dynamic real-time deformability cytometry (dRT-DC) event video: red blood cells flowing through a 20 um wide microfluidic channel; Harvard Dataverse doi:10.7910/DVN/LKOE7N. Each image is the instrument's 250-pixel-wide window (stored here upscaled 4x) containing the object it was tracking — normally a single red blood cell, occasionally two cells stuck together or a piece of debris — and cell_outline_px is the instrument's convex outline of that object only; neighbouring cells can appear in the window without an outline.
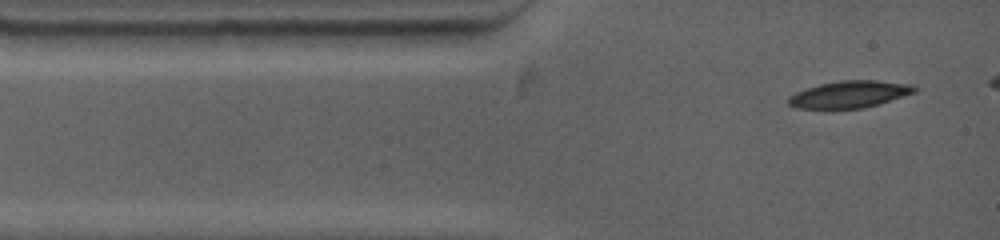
{"species": "common noctule bat (a hibernating species)", "species_latin": "Nyctalus noctula", "temperature_condition": "warm", "stored_images_in_passage": 14, "camera_frame_rate_fps": 4500, "um_per_image_px": 0.085, "animal": {"sex": "female", "body_mass_g": 19.0, "forearm_length_mm": 53.3}, "frame": {"image": 1, "passage_image": 1, "time_ms": 0.0, "image_size_px": [1000, 240], "cell_outline_px": [[920, 88], [916, 92], [864, 108], [824, 112], [796, 108], [788, 104], [788, 96], [796, 92], [820, 84], [840, 80], [876, 80], [912, 84]], "centroid_in_image_um": [72.15, 8.06], "position_along_channel_um": 12.8, "area_um2": 20.69}}
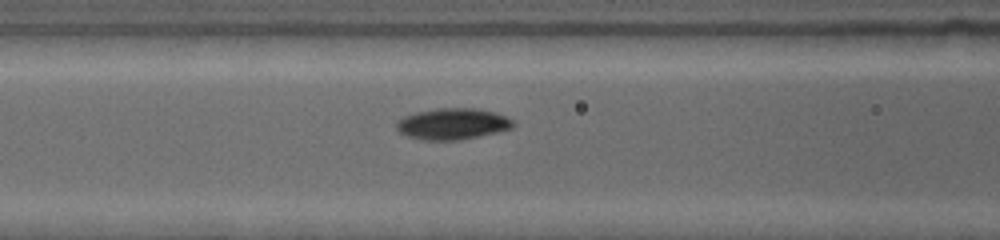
{"frame": {"image": 2, "passage_image": 10, "time_ms": 3.778, "image_size_px": [1000, 240], "cell_outline_px": [[516, 124], [512, 128], [496, 132], [460, 140], [420, 140], [408, 136], [400, 132], [396, 128], [396, 120], [404, 116], [416, 112], [436, 108], [476, 108], [492, 112], [504, 116], [512, 120]], "centroid_in_image_um": [38.43, 10.53], "position_along_channel_um": 128.2, "area_um2": 21.21}}
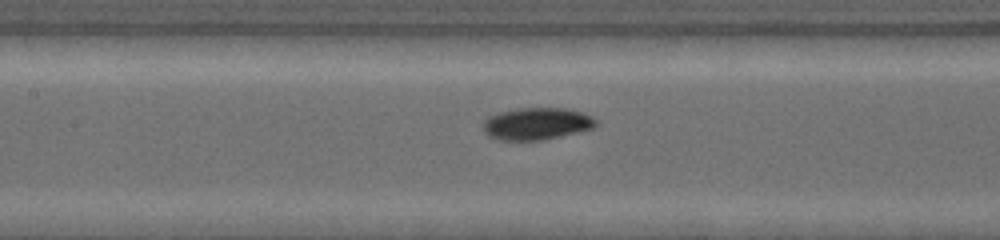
{"frame": {"image": 3, "passage_image": 12, "time_ms": 4.667, "image_size_px": [1000, 240], "cell_outline_px": [[596, 124], [592, 128], [544, 140], [500, 140], [488, 136], [484, 132], [484, 120], [488, 116], [496, 112], [516, 108], [568, 108], [592, 116], [596, 120]], "centroid_in_image_um": [45.57, 10.5], "position_along_channel_um": 161.8, "area_um2": 21.15}}